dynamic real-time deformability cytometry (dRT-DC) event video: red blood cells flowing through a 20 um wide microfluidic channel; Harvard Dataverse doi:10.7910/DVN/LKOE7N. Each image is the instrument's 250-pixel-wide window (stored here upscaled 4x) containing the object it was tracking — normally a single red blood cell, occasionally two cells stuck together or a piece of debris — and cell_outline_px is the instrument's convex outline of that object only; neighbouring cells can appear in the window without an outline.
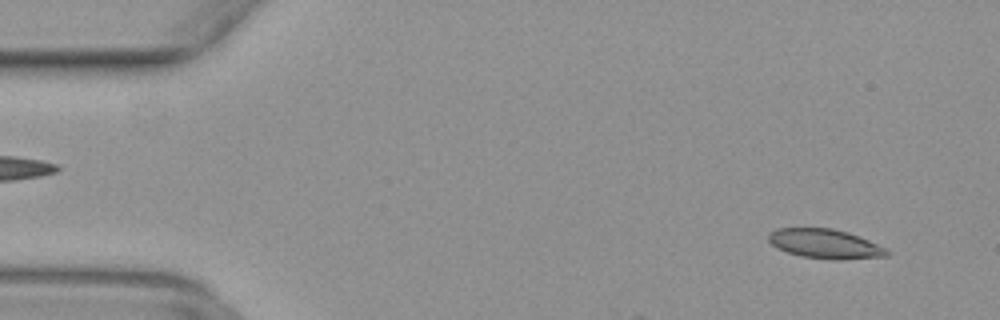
{"species": "common noctule bat (a hibernating species)", "species_latin": "Nyctalus noctula", "temperature_condition": "warm", "stored_images_in_passage": 6, "camera_frame_rate_fps": 3000, "um_per_image_px": 0.085, "animal": {"sex": "female", "body_mass_g": 29.2, "forearm_length_mm": 56.3}, "frame": {"image": 1, "passage_image": 3, "time_ms": 0.667, "image_size_px": [1000, 320], "cell_outline_px": [[892, 252], [888, 256], [844, 260], [832, 260], [800, 256], [776, 248], [768, 240], [768, 232], [776, 228], [832, 228], [848, 232], [868, 240]], "centroid_in_image_um": [70.12, 20.73], "position_along_channel_um": 14.9, "area_um2": 20.46}}